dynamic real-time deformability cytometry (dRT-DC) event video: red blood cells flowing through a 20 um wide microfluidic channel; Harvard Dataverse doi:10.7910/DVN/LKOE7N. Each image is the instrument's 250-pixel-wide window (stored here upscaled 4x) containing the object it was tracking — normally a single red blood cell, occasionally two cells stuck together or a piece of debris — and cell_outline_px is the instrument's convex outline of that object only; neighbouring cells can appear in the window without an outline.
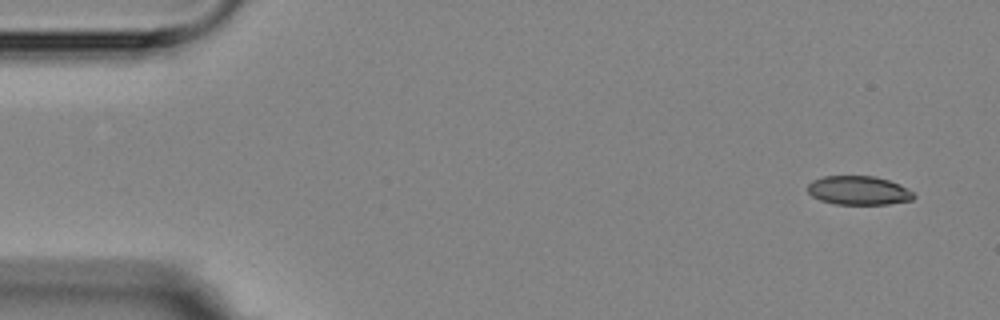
{"species": "Egyptian fruit bat (a non-hibernating species)", "species_latin": "Rousettus aegyptiacus", "temperature_condition": "room temperature", "stored_images_in_passage": 16, "camera_frame_rate_fps": 3000, "um_per_image_px": 0.085, "animal": {"sex": "female"}, "frame": {"image": 1, "passage_image": 1, "time_ms": 0.0, "image_size_px": [1000, 320], "cell_outline_px": [[916, 196], [912, 200], [888, 204], [836, 204], [820, 200], [812, 196], [808, 192], [808, 184], [812, 180], [824, 176], [872, 176], [888, 180], [900, 184], [908, 188]], "centroid_in_image_um": [72.99, 16.19], "position_along_channel_um": 12.0, "area_um2": 17.86}}
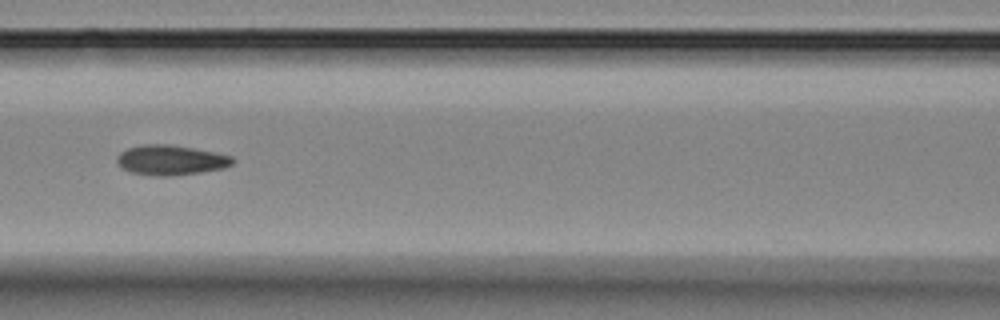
{"frame": {"image": 2, "passage_image": 7, "time_ms": 7.0, "image_size_px": [1000, 320], "cell_outline_px": [[236, 160], [232, 164], [224, 168], [200, 172], [168, 176], [156, 176], [132, 172], [124, 168], [116, 160], [116, 156], [120, 152], [128, 148], [144, 144], [168, 144], [192, 148], [232, 156]], "centroid_in_image_um": [14.52, 13.6], "position_along_channel_um": 152.1, "area_um2": 19.94}}
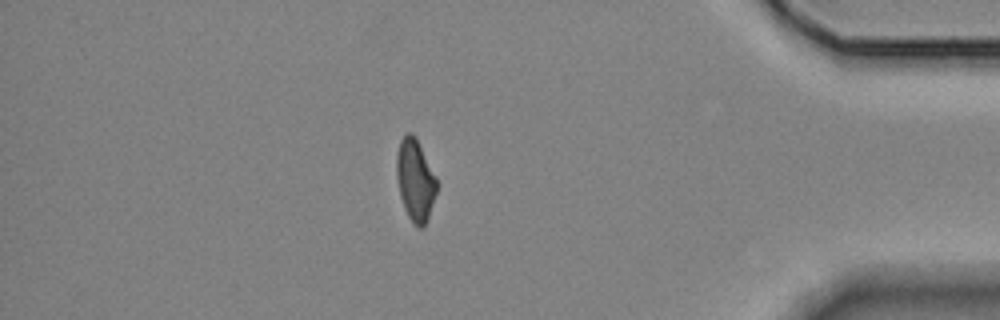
{"frame": {"image": 3, "passage_image": 14, "time_ms": 15.0, "image_size_px": [1000, 320], "cell_outline_px": [[436, 192], [428, 220], [420, 228], [408, 216], [404, 208], [400, 196], [396, 176], [396, 156], [400, 140], [408, 132], [412, 132], [416, 136], [436, 176]], "centroid_in_image_um": [35.29, 15.26], "position_along_channel_um": 399.9, "area_um2": 19.07}, "authors_computed_cell_mechanics": {"area_um2": 19.652, "velocity_mm_per_s": 3.5746, "shape_relaxation_time_tau1_ms": 6.3602, "shape_relaxation_time_tau2_ms": 1.8422, "deformation_change_tau1": 0.1326, "deformation_change_tau2": 0.0642}}